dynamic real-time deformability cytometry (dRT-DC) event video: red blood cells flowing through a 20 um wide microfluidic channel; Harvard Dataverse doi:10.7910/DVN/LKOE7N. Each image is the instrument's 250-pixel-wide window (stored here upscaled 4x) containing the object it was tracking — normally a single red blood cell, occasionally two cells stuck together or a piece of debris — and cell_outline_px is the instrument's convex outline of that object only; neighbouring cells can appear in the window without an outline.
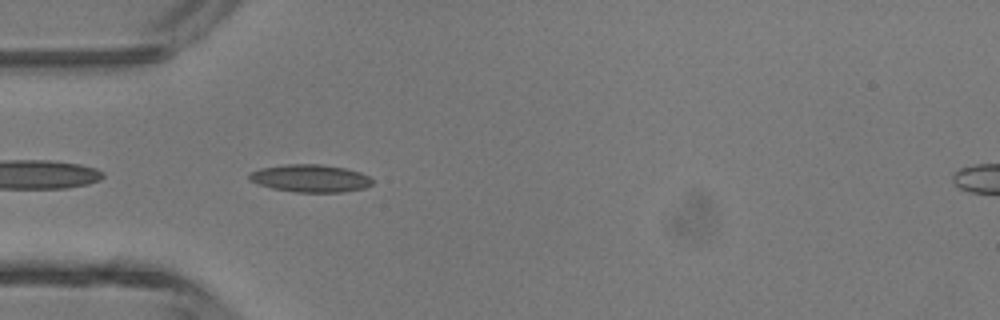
{"species": "common noctule bat (a hibernating species)", "species_latin": "Nyctalus noctula", "temperature_condition": "room temperature", "stored_images_in_passage": 4, "camera_frame_rate_fps": 3000, "um_per_image_px": 0.085, "animal": {"sex": "male", "body_mass_g": 13.3}, "frame": {"image": 1, "passage_image": 4, "time_ms": 1.0, "image_size_px": [1000, 320], "cell_outline_px": [[372, 184], [364, 188], [344, 192], [296, 192], [272, 188], [260, 184], [252, 180], [248, 176], [252, 172], [260, 168], [288, 164], [320, 164], [344, 168], [360, 172], [368, 176], [372, 180]], "centroid_in_image_um": [26.41, 15.16], "position_along_channel_um": 58.6, "area_um2": 19.54}}